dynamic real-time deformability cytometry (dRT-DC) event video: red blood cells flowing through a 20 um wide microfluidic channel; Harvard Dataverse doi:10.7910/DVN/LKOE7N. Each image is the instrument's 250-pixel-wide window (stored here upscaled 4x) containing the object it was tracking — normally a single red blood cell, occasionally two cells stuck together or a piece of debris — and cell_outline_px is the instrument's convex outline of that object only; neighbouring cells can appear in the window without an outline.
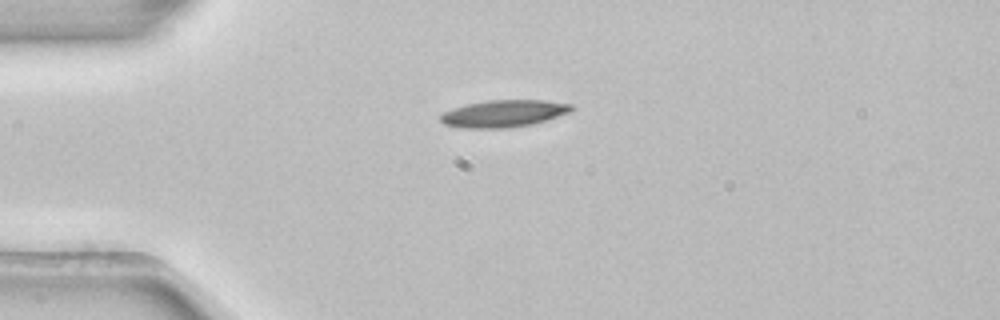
{"species": "common noctule bat (a hibernating species)", "species_latin": "Nyctalus noctula", "temperature_condition": "room temperature", "stored_images_in_passage": 2, "camera_frame_rate_fps": 3000, "um_per_image_px": 0.085, "animal": {"sex": "female", "body_mass_g": 22.7, "forearm_length_mm": 54.2}, "frame": {"image": 1, "passage_image": 1, "time_ms": 0.0, "image_size_px": [1000, 320], "cell_outline_px": [[576, 108], [572, 112], [532, 124], [508, 128], [460, 128], [444, 124], [440, 120], [440, 116], [444, 112], [452, 108], [468, 104], [488, 100], [544, 100], [572, 104]], "centroid_in_image_um": [42.84, 9.65], "position_along_channel_um": 42.2, "area_um2": 20.81}}